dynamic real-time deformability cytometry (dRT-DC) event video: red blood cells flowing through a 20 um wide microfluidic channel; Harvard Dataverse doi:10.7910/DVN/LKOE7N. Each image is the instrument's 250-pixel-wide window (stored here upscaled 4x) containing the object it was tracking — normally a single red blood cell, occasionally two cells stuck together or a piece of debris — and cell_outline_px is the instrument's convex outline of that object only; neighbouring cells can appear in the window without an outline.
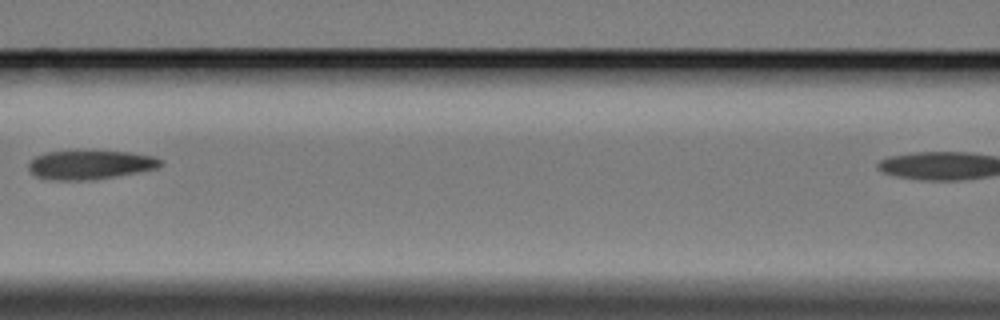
{"species": "Egyptian fruit bat (a non-hibernating species)", "species_latin": "Rousettus aegyptiacus", "temperature_condition": "cold", "stored_images_in_passage": 8, "camera_frame_rate_fps": 3000, "um_per_image_px": 0.085, "animal": {"sex": "female"}, "frame": {"image": 1, "passage_image": 4, "time_ms": 3.667, "image_size_px": [1000, 320], "cell_outline_px": [[160, 164], [156, 168], [112, 176], [84, 180], [56, 180], [36, 176], [28, 168], [28, 164], [36, 156], [44, 152], [128, 152], [152, 156], [160, 160]], "centroid_in_image_um": [7.59, 14.0], "position_along_channel_um": 159.0, "area_um2": 21.33}}
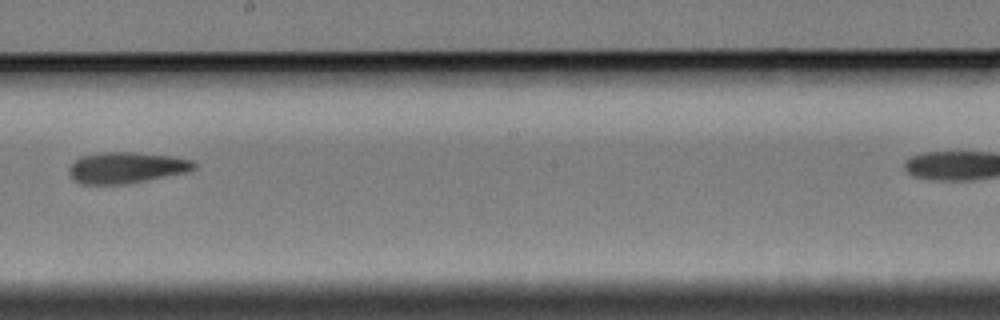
{"frame": {"image": 2, "passage_image": 6, "time_ms": 6.0, "image_size_px": [1000, 320], "cell_outline_px": [[196, 168], [188, 172], [132, 184], [80, 184], [72, 180], [68, 172], [68, 168], [80, 156], [100, 152], [132, 152], [172, 156], [192, 160], [196, 164]], "centroid_in_image_um": [10.74, 14.26], "position_along_channel_um": 237.5, "area_um2": 23.12}}
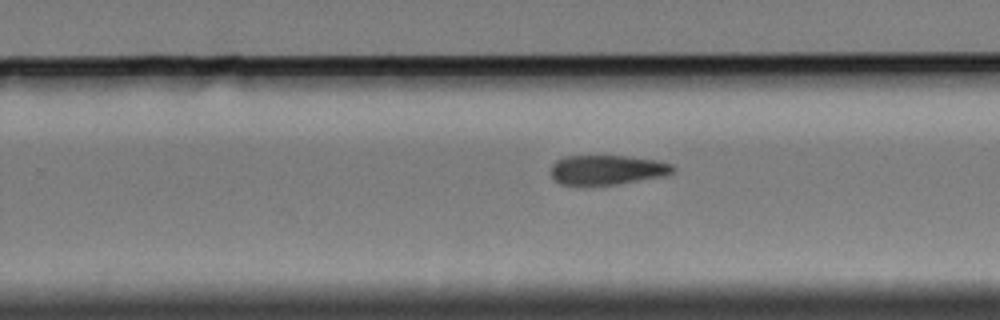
{"frame": {"image": 3, "passage_image": 8, "time_ms": 9.333, "image_size_px": [1000, 320], "cell_outline_px": [[676, 168], [672, 172], [664, 176], [616, 184], [584, 188], [560, 184], [552, 176], [552, 164], [556, 160], [564, 156], [624, 156], [660, 160], [672, 164]], "centroid_in_image_um": [51.57, 14.47], "position_along_channel_um": 278.2, "area_um2": 21.68}}